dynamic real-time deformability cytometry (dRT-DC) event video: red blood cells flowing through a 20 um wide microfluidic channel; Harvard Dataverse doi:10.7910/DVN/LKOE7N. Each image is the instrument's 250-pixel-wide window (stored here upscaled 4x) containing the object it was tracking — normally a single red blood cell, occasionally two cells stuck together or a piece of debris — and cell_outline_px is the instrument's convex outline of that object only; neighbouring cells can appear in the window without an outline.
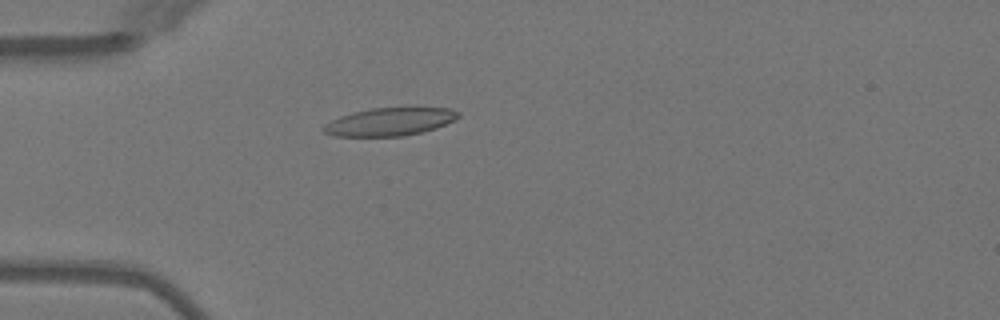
{"species": "Egyptian fruit bat (a non-hibernating species)", "species_latin": "Rousettus aegyptiacus", "temperature_condition": "warm", "stored_images_in_passage": 1, "camera_frame_rate_fps": 3000, "um_per_image_px": 0.085, "animal": {"sex": "female"}, "frame": {"image": 1, "passage_image": 1, "time_ms": 0.0, "image_size_px": [1000, 320], "cell_outline_px": [[460, 116], [456, 120], [436, 128], [424, 132], [404, 136], [336, 136], [324, 132], [324, 124], [340, 116], [352, 112], [372, 108], [448, 108], [460, 112]], "centroid_in_image_um": [33.17, 10.35], "position_along_channel_um": 51.8, "area_um2": 21.91}}